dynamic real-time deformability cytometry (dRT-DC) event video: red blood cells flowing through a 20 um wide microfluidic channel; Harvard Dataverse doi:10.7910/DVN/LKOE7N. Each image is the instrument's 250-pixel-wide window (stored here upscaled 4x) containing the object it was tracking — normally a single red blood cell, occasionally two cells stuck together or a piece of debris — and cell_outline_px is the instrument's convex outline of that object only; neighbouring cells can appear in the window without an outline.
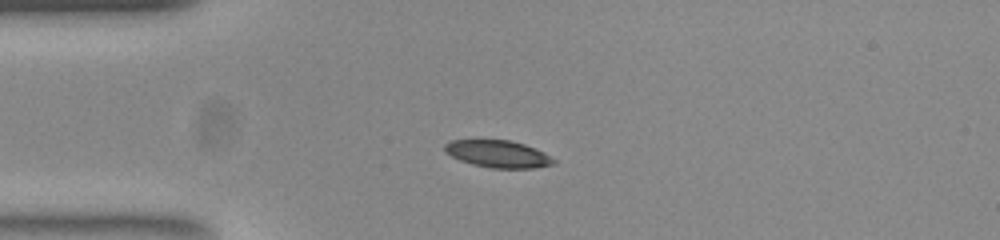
{"species": "common noctule bat (a hibernating species)", "species_latin": "Nyctalus noctula", "temperature_condition": "room temperature", "stored_images_in_passage": 41, "camera_frame_rate_fps": 3000, "um_per_image_px": 0.085, "animal": {"sex": "female", "body_mass_g": 23.0, "forearm_length_mm": 53.4}, "frame": {"image": 1, "passage_image": 1, "time_ms": 0.0, "image_size_px": [1000, 240], "cell_outline_px": [[556, 164], [532, 168], [492, 168], [472, 164], [460, 160], [444, 152], [444, 144], [448, 140], [508, 140], [524, 144], [544, 152], [556, 160]], "centroid_in_image_um": [42.32, 13.08], "position_along_channel_um": 42.7, "area_um2": 17.28}}
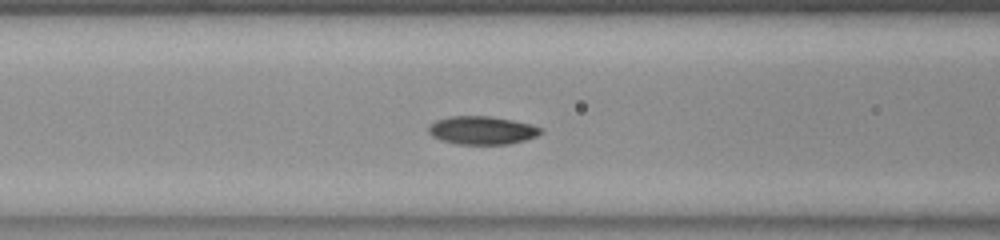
{"frame": {"image": 2, "passage_image": 9, "time_ms": 2.667, "image_size_px": [1000, 240], "cell_outline_px": [[544, 128], [536, 136], [524, 140], [508, 144], [456, 144], [440, 140], [432, 136], [428, 132], [428, 128], [436, 120], [448, 116], [492, 116], [512, 120]], "centroid_in_image_um": [40.94, 11.07], "position_along_channel_um": 125.7, "area_um2": 18.38}}
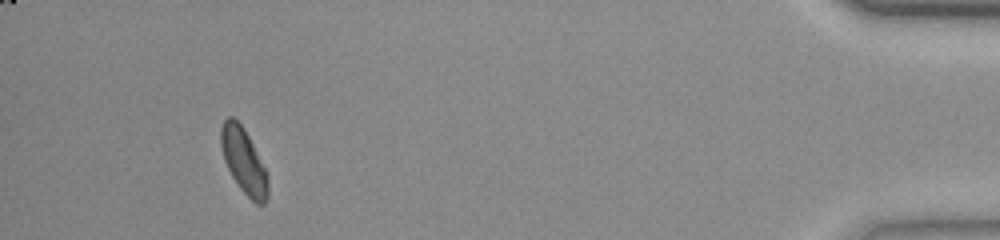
{"frame": {"image": 3, "passage_image": 37, "time_ms": 12.0, "image_size_px": [1000, 240], "cell_outline_px": [[268, 196], [264, 204], [256, 204], [240, 188], [232, 176], [224, 160], [220, 144], [220, 128], [224, 120], [228, 116], [232, 116], [244, 128], [268, 176]], "centroid_in_image_um": [20.69, 13.68], "position_along_channel_um": 414.5, "area_um2": 17.57}, "authors_computed_cell_mechanics": {"area_um2": 18.0914, "velocity_mm_per_s": 3.8512, "shape_relaxation_time_tau1_ms": 4.6165, "shape_relaxation_time_tau2_ms": 5.3331, "deformation_change_tau1": 0.1298, "deformation_change_tau2": 0.0931}}